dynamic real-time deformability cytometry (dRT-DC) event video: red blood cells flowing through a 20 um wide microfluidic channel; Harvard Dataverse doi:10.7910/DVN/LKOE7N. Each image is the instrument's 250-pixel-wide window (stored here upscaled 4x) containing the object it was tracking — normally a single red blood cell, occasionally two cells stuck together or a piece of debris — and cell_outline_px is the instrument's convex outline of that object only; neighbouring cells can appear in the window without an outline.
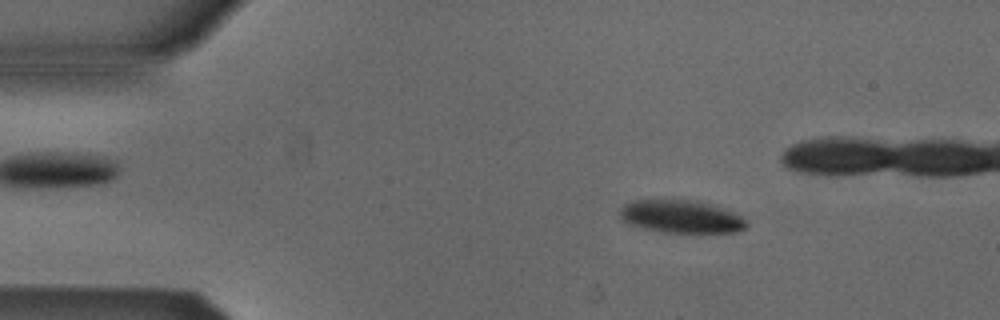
{"species": "Egyptian fruit bat (a non-hibernating species)", "species_latin": "Rousettus aegyptiacus", "temperature_condition": "cold", "stored_images_in_passage": 44, "camera_frame_rate_fps": 3000, "um_per_image_px": 0.085, "animal": {"sex": "male"}, "frame": {"image": 1, "passage_image": 8, "time_ms": 2.333, "image_size_px": [1000, 320], "cell_outline_px": [[748, 224], [744, 228], [736, 232], [660, 232], [628, 224], [620, 220], [620, 208], [624, 204], [632, 200], [700, 200], [716, 204], [740, 216]], "centroid_in_image_um": [57.86, 18.39], "position_along_channel_um": 27.1, "area_um2": 24.39}}
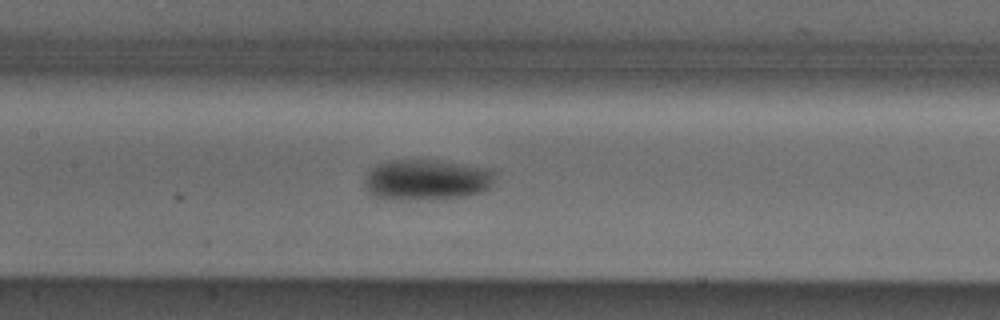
{"frame": {"image": 2, "passage_image": 24, "time_ms": 7.667, "image_size_px": [1000, 320], "cell_outline_px": [[492, 184], [488, 188], [480, 192], [464, 196], [376, 196], [368, 192], [364, 184], [364, 180], [368, 172], [376, 164], [388, 160], [440, 160], [488, 168], [492, 172]], "centroid_in_image_um": [36.26, 15.19], "position_along_channel_um": 171.1, "area_um2": 29.3}}
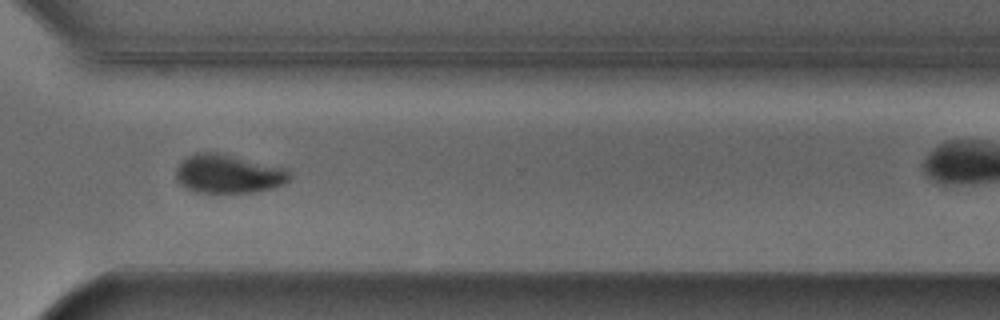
{"frame": {"image": 3, "passage_image": 38, "time_ms": 12.333, "image_size_px": [1000, 320], "cell_outline_px": [[292, 176], [284, 184], [272, 188], [256, 192], [196, 192], [184, 188], [176, 180], [176, 168], [188, 156], [196, 152], [216, 152], [284, 168]], "centroid_in_image_um": [19.37, 14.79], "position_along_channel_um": 351.2, "area_um2": 25.37}, "authors_computed_cell_mechanics": {"area_um2": 27.2816, "velocity_mm_per_s": 3.8623, "shape_relaxation_time_tau1_ms": 4.8602, "shape_relaxation_time_tau2_ms": null, "deformation_change_tau1": 0.1336, "deformation_change_tau2": null}}